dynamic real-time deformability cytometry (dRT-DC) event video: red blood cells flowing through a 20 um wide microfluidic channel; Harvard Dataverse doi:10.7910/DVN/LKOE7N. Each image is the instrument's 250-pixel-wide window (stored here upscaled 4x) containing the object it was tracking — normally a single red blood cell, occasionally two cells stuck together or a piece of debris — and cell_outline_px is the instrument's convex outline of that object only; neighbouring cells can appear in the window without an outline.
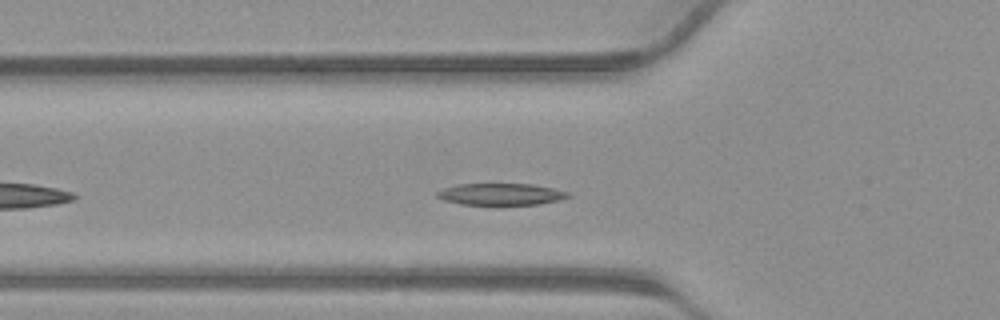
{"species": "common noctule bat (a hibernating species)", "species_latin": "Nyctalus noctula", "temperature_condition": "warm", "stored_images_in_passage": 23, "camera_frame_rate_fps": 3000, "um_per_image_px": 0.085, "animal": {"sex": "male", "body_mass_g": 23.1, "forearm_length_mm": 52.7}, "frame": {"image": 1, "passage_image": 5, "time_ms": 1.333, "image_size_px": [1000, 320], "cell_outline_px": [[572, 196], [560, 200], [536, 204], [460, 204], [444, 200], [436, 196], [436, 192], [444, 188], [460, 184], [532, 184], [552, 188], [568, 192]], "centroid_in_image_um": [42.58, 16.5], "position_along_channel_um": 83.2, "area_um2": 16.36}}
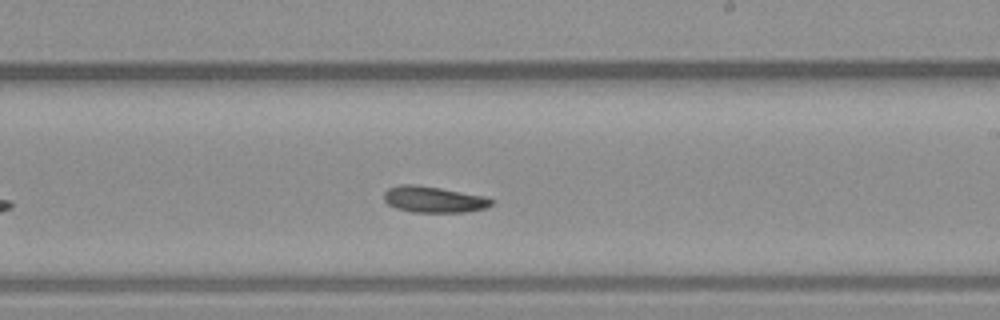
{"frame": {"image": 2, "passage_image": 15, "time_ms": 4.667, "image_size_px": [1000, 320], "cell_outline_px": [[496, 200], [492, 204], [484, 208], [468, 212], [412, 212], [396, 208], [388, 204], [384, 200], [384, 192], [388, 188], [400, 184], [416, 184], [440, 188], [484, 196]], "centroid_in_image_um": [36.85, 16.95], "position_along_channel_um": 252.1, "area_um2": 16.47}}
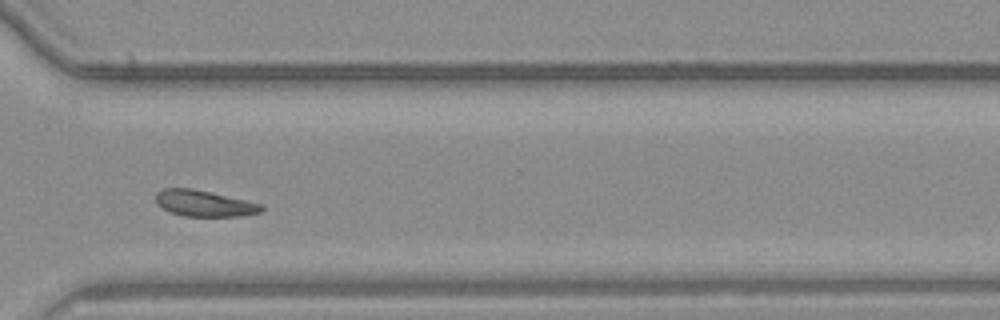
{"frame": {"image": 3, "passage_image": 21, "time_ms": 6.667, "image_size_px": [1000, 320], "cell_outline_px": [[264, 208], [260, 212], [240, 216], [184, 216], [172, 212], [164, 208], [156, 200], [156, 192], [164, 188], [192, 188], [264, 204]], "centroid_in_image_um": [17.4, 17.28], "position_along_channel_um": 353.2, "area_um2": 15.9}}